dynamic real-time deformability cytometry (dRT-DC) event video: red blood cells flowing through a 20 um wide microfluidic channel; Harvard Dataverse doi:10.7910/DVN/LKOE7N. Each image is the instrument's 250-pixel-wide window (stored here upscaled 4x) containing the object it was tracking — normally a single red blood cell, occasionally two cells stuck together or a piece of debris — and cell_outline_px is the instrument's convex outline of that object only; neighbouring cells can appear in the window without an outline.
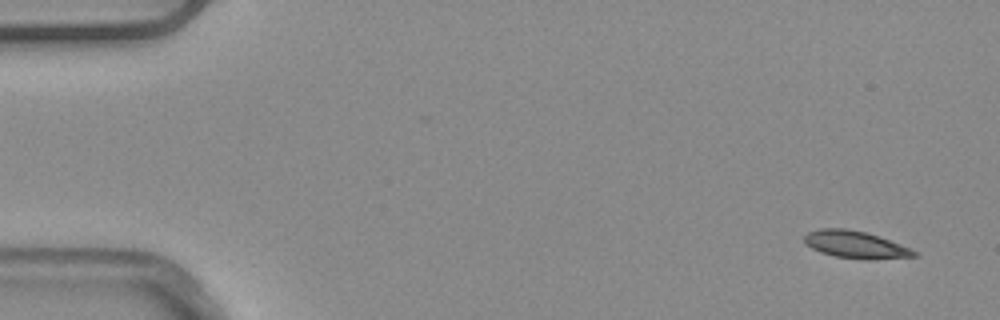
{"species": "common noctule bat (a hibernating species)", "species_latin": "Nyctalus noctula", "temperature_condition": "warm", "stored_images_in_passage": 6, "camera_frame_rate_fps": 3000, "um_per_image_px": 0.085, "animal": {"sex": "male", "body_mass_g": 20.4}, "frame": {"image": 1, "passage_image": 1, "time_ms": 0.0, "image_size_px": [1000, 320], "cell_outline_px": [[920, 256], [872, 260], [864, 260], [836, 256], [820, 252], [804, 244], [804, 236], [808, 232], [820, 228], [844, 228], [864, 232], [880, 236], [900, 244], [916, 252]], "centroid_in_image_um": [72.71, 20.8], "position_along_channel_um": 12.3, "area_um2": 17.51}}
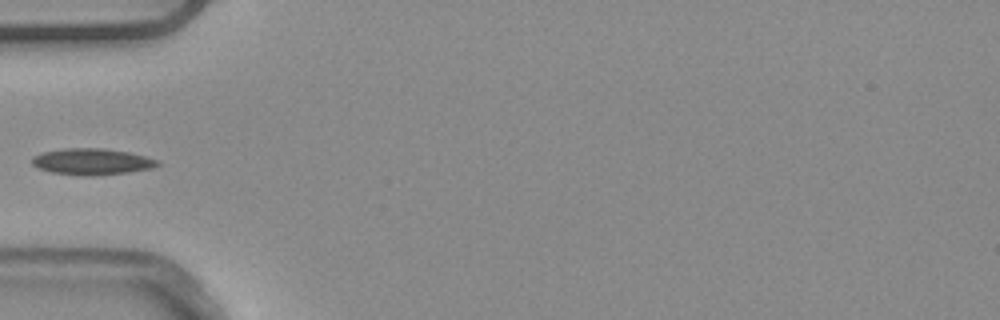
{"frame": {"image": 2, "passage_image": 5, "time_ms": 1.333, "image_size_px": [1000, 320], "cell_outline_px": [[160, 164], [152, 168], [128, 172], [92, 176], [88, 176], [52, 172], [36, 168], [32, 164], [32, 156], [44, 152], [64, 148], [104, 148], [128, 152], [144, 156], [156, 160]], "centroid_in_image_um": [7.78, 13.73], "position_along_channel_um": 77.2, "area_um2": 19.13}}
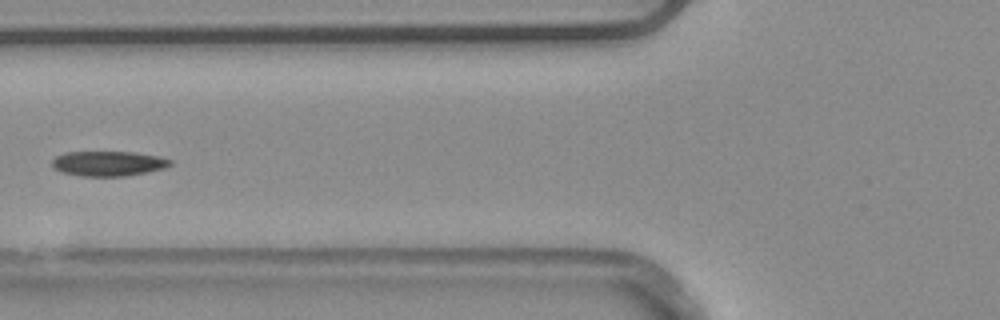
{"frame": {"image": 3, "passage_image": 6, "time_ms": 1.667, "image_size_px": [1000, 320], "cell_outline_px": [[172, 164], [164, 168], [148, 172], [124, 176], [80, 176], [64, 172], [52, 168], [52, 160], [56, 156], [64, 152], [132, 152], [160, 156], [172, 160]], "centroid_in_image_um": [9.21, 13.89], "position_along_channel_um": 116.6, "area_um2": 17.22}}